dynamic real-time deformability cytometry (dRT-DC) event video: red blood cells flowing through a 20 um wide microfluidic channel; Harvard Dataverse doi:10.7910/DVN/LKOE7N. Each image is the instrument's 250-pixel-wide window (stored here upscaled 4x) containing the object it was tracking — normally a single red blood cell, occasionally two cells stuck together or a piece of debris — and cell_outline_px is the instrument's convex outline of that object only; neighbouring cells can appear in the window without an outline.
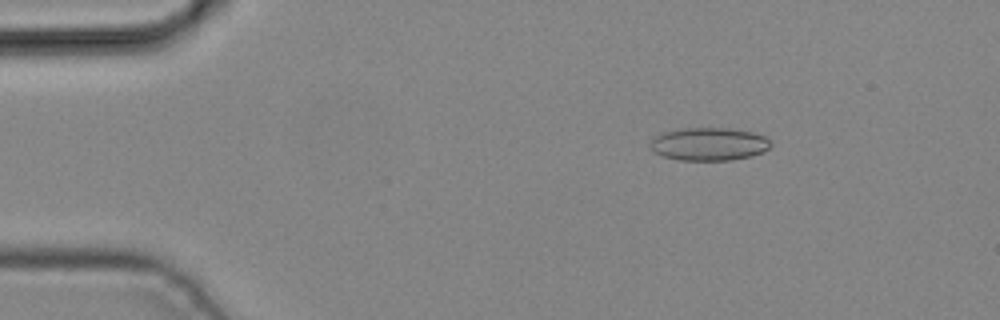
{"species": "common noctule bat (a hibernating species)", "species_latin": "Nyctalus noctula", "temperature_condition": "cold", "stored_images_in_passage": 3, "camera_frame_rate_fps": 3000, "um_per_image_px": 0.085, "animal": {"sex": "male", "body_mass_g": 19.2, "forearm_length_mm": 51.8}, "frame": {"image": 1, "passage_image": 2, "time_ms": 0.333, "image_size_px": [1000, 320], "cell_outline_px": [[772, 144], [764, 152], [752, 156], [732, 160], [680, 160], [664, 156], [656, 152], [652, 148], [652, 136], [664, 132], [680, 128], [728, 128], [752, 132], [764, 136]], "centroid_in_image_um": [60.28, 12.24], "position_along_channel_um": 24.7, "area_um2": 23.06}}